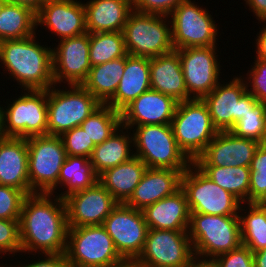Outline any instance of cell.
Returning a JSON list of instances; mask_svg holds the SVG:
<instances>
[{
    "instance_id": "1",
    "label": "cell",
    "mask_w": 266,
    "mask_h": 267,
    "mask_svg": "<svg viewBox=\"0 0 266 267\" xmlns=\"http://www.w3.org/2000/svg\"><path fill=\"white\" fill-rule=\"evenodd\" d=\"M34 193L24 198L20 216L21 252L65 253L68 219L63 198ZM51 197V199H50Z\"/></svg>"
},
{
    "instance_id": "2",
    "label": "cell",
    "mask_w": 266,
    "mask_h": 267,
    "mask_svg": "<svg viewBox=\"0 0 266 267\" xmlns=\"http://www.w3.org/2000/svg\"><path fill=\"white\" fill-rule=\"evenodd\" d=\"M0 42V62L25 90H48L53 80L52 49L35 36Z\"/></svg>"
},
{
    "instance_id": "3",
    "label": "cell",
    "mask_w": 266,
    "mask_h": 267,
    "mask_svg": "<svg viewBox=\"0 0 266 267\" xmlns=\"http://www.w3.org/2000/svg\"><path fill=\"white\" fill-rule=\"evenodd\" d=\"M188 235L194 254L200 258L214 259L242 245L238 215L220 216L190 212Z\"/></svg>"
},
{
    "instance_id": "4",
    "label": "cell",
    "mask_w": 266,
    "mask_h": 267,
    "mask_svg": "<svg viewBox=\"0 0 266 267\" xmlns=\"http://www.w3.org/2000/svg\"><path fill=\"white\" fill-rule=\"evenodd\" d=\"M66 257L71 267H128L102 225L69 227Z\"/></svg>"
},
{
    "instance_id": "5",
    "label": "cell",
    "mask_w": 266,
    "mask_h": 267,
    "mask_svg": "<svg viewBox=\"0 0 266 267\" xmlns=\"http://www.w3.org/2000/svg\"><path fill=\"white\" fill-rule=\"evenodd\" d=\"M171 126L178 147L191 162L204 152L218 133L203 99L178 102Z\"/></svg>"
},
{
    "instance_id": "6",
    "label": "cell",
    "mask_w": 266,
    "mask_h": 267,
    "mask_svg": "<svg viewBox=\"0 0 266 267\" xmlns=\"http://www.w3.org/2000/svg\"><path fill=\"white\" fill-rule=\"evenodd\" d=\"M133 132L134 156L147 168L173 169L182 174L192 163L180 150L171 124L137 126Z\"/></svg>"
},
{
    "instance_id": "7",
    "label": "cell",
    "mask_w": 266,
    "mask_h": 267,
    "mask_svg": "<svg viewBox=\"0 0 266 267\" xmlns=\"http://www.w3.org/2000/svg\"><path fill=\"white\" fill-rule=\"evenodd\" d=\"M167 18L133 10L123 29L127 54L150 59L173 52L172 29L166 25Z\"/></svg>"
},
{
    "instance_id": "8",
    "label": "cell",
    "mask_w": 266,
    "mask_h": 267,
    "mask_svg": "<svg viewBox=\"0 0 266 267\" xmlns=\"http://www.w3.org/2000/svg\"><path fill=\"white\" fill-rule=\"evenodd\" d=\"M55 86L47 90V135L60 136L80 126L101 103L82 85H69L70 91Z\"/></svg>"
},
{
    "instance_id": "9",
    "label": "cell",
    "mask_w": 266,
    "mask_h": 267,
    "mask_svg": "<svg viewBox=\"0 0 266 267\" xmlns=\"http://www.w3.org/2000/svg\"><path fill=\"white\" fill-rule=\"evenodd\" d=\"M28 175L32 194H54L61 167L67 158L60 136L28 137Z\"/></svg>"
},
{
    "instance_id": "10",
    "label": "cell",
    "mask_w": 266,
    "mask_h": 267,
    "mask_svg": "<svg viewBox=\"0 0 266 267\" xmlns=\"http://www.w3.org/2000/svg\"><path fill=\"white\" fill-rule=\"evenodd\" d=\"M181 189L190 212L229 216L245 210L237 197L214 183L193 162L181 176Z\"/></svg>"
},
{
    "instance_id": "11",
    "label": "cell",
    "mask_w": 266,
    "mask_h": 267,
    "mask_svg": "<svg viewBox=\"0 0 266 267\" xmlns=\"http://www.w3.org/2000/svg\"><path fill=\"white\" fill-rule=\"evenodd\" d=\"M26 92L10 102L5 110L1 107L3 137L47 135V90Z\"/></svg>"
},
{
    "instance_id": "12",
    "label": "cell",
    "mask_w": 266,
    "mask_h": 267,
    "mask_svg": "<svg viewBox=\"0 0 266 267\" xmlns=\"http://www.w3.org/2000/svg\"><path fill=\"white\" fill-rule=\"evenodd\" d=\"M199 8L195 1L184 0L168 17L172 29V41L175 50L190 47L216 46L218 28L211 14Z\"/></svg>"
},
{
    "instance_id": "13",
    "label": "cell",
    "mask_w": 266,
    "mask_h": 267,
    "mask_svg": "<svg viewBox=\"0 0 266 267\" xmlns=\"http://www.w3.org/2000/svg\"><path fill=\"white\" fill-rule=\"evenodd\" d=\"M188 231L148 229L145 244L132 267H185L194 256Z\"/></svg>"
},
{
    "instance_id": "14",
    "label": "cell",
    "mask_w": 266,
    "mask_h": 267,
    "mask_svg": "<svg viewBox=\"0 0 266 267\" xmlns=\"http://www.w3.org/2000/svg\"><path fill=\"white\" fill-rule=\"evenodd\" d=\"M203 101L209 109L212 124L218 131H230L258 103L247 92V85L241 77H234L225 85L219 82Z\"/></svg>"
},
{
    "instance_id": "15",
    "label": "cell",
    "mask_w": 266,
    "mask_h": 267,
    "mask_svg": "<svg viewBox=\"0 0 266 267\" xmlns=\"http://www.w3.org/2000/svg\"><path fill=\"white\" fill-rule=\"evenodd\" d=\"M102 226L113 239L120 256L131 265L141 254L149 229L142 210L118 203Z\"/></svg>"
},
{
    "instance_id": "16",
    "label": "cell",
    "mask_w": 266,
    "mask_h": 267,
    "mask_svg": "<svg viewBox=\"0 0 266 267\" xmlns=\"http://www.w3.org/2000/svg\"><path fill=\"white\" fill-rule=\"evenodd\" d=\"M216 49V46H208L175 50L180 57L185 86L190 98L203 99L218 85L221 66L216 58Z\"/></svg>"
},
{
    "instance_id": "17",
    "label": "cell",
    "mask_w": 266,
    "mask_h": 267,
    "mask_svg": "<svg viewBox=\"0 0 266 267\" xmlns=\"http://www.w3.org/2000/svg\"><path fill=\"white\" fill-rule=\"evenodd\" d=\"M58 44L56 49L52 48L54 83L67 82V85H82L91 69L90 33L60 39Z\"/></svg>"
},
{
    "instance_id": "18",
    "label": "cell",
    "mask_w": 266,
    "mask_h": 267,
    "mask_svg": "<svg viewBox=\"0 0 266 267\" xmlns=\"http://www.w3.org/2000/svg\"><path fill=\"white\" fill-rule=\"evenodd\" d=\"M64 201L69 227L102 225L118 204L99 181L88 189L69 194Z\"/></svg>"
},
{
    "instance_id": "19",
    "label": "cell",
    "mask_w": 266,
    "mask_h": 267,
    "mask_svg": "<svg viewBox=\"0 0 266 267\" xmlns=\"http://www.w3.org/2000/svg\"><path fill=\"white\" fill-rule=\"evenodd\" d=\"M259 145L256 140L237 137L231 131H218L193 163L196 166L249 167Z\"/></svg>"
},
{
    "instance_id": "20",
    "label": "cell",
    "mask_w": 266,
    "mask_h": 267,
    "mask_svg": "<svg viewBox=\"0 0 266 267\" xmlns=\"http://www.w3.org/2000/svg\"><path fill=\"white\" fill-rule=\"evenodd\" d=\"M46 26L61 39L87 33L84 3L77 0H46L36 13V26Z\"/></svg>"
},
{
    "instance_id": "21",
    "label": "cell",
    "mask_w": 266,
    "mask_h": 267,
    "mask_svg": "<svg viewBox=\"0 0 266 267\" xmlns=\"http://www.w3.org/2000/svg\"><path fill=\"white\" fill-rule=\"evenodd\" d=\"M178 101L155 90H148L121 111L125 130L142 125L171 124Z\"/></svg>"
},
{
    "instance_id": "22",
    "label": "cell",
    "mask_w": 266,
    "mask_h": 267,
    "mask_svg": "<svg viewBox=\"0 0 266 267\" xmlns=\"http://www.w3.org/2000/svg\"><path fill=\"white\" fill-rule=\"evenodd\" d=\"M0 185L32 194L28 175L27 139L21 137L0 138Z\"/></svg>"
},
{
    "instance_id": "23",
    "label": "cell",
    "mask_w": 266,
    "mask_h": 267,
    "mask_svg": "<svg viewBox=\"0 0 266 267\" xmlns=\"http://www.w3.org/2000/svg\"><path fill=\"white\" fill-rule=\"evenodd\" d=\"M182 173L173 169L147 168L127 206L143 210L145 207L173 195L181 188Z\"/></svg>"
},
{
    "instance_id": "24",
    "label": "cell",
    "mask_w": 266,
    "mask_h": 267,
    "mask_svg": "<svg viewBox=\"0 0 266 267\" xmlns=\"http://www.w3.org/2000/svg\"><path fill=\"white\" fill-rule=\"evenodd\" d=\"M142 212L149 229L188 231L190 209L181 188L173 195L145 207Z\"/></svg>"
},
{
    "instance_id": "25",
    "label": "cell",
    "mask_w": 266,
    "mask_h": 267,
    "mask_svg": "<svg viewBox=\"0 0 266 267\" xmlns=\"http://www.w3.org/2000/svg\"><path fill=\"white\" fill-rule=\"evenodd\" d=\"M150 89V59L127 54L125 70L116 92L105 104L121 112L134 99Z\"/></svg>"
},
{
    "instance_id": "26",
    "label": "cell",
    "mask_w": 266,
    "mask_h": 267,
    "mask_svg": "<svg viewBox=\"0 0 266 267\" xmlns=\"http://www.w3.org/2000/svg\"><path fill=\"white\" fill-rule=\"evenodd\" d=\"M151 89L174 98L178 102L190 100L185 86L179 54L174 50L150 58Z\"/></svg>"
},
{
    "instance_id": "27",
    "label": "cell",
    "mask_w": 266,
    "mask_h": 267,
    "mask_svg": "<svg viewBox=\"0 0 266 267\" xmlns=\"http://www.w3.org/2000/svg\"><path fill=\"white\" fill-rule=\"evenodd\" d=\"M87 33L123 31L133 11L132 0H91L86 4Z\"/></svg>"
},
{
    "instance_id": "28",
    "label": "cell",
    "mask_w": 266,
    "mask_h": 267,
    "mask_svg": "<svg viewBox=\"0 0 266 267\" xmlns=\"http://www.w3.org/2000/svg\"><path fill=\"white\" fill-rule=\"evenodd\" d=\"M146 164L136 156L115 167L106 169L98 181L118 203H126L146 171Z\"/></svg>"
},
{
    "instance_id": "29",
    "label": "cell",
    "mask_w": 266,
    "mask_h": 267,
    "mask_svg": "<svg viewBox=\"0 0 266 267\" xmlns=\"http://www.w3.org/2000/svg\"><path fill=\"white\" fill-rule=\"evenodd\" d=\"M123 129L125 128L120 126L107 140L94 147L89 160L98 176L106 169L126 162L134 156L131 152L133 136L130 135V138L129 134L123 132Z\"/></svg>"
},
{
    "instance_id": "30",
    "label": "cell",
    "mask_w": 266,
    "mask_h": 267,
    "mask_svg": "<svg viewBox=\"0 0 266 267\" xmlns=\"http://www.w3.org/2000/svg\"><path fill=\"white\" fill-rule=\"evenodd\" d=\"M125 70V56L100 65L91 66L82 86L101 104H105L116 92Z\"/></svg>"
},
{
    "instance_id": "31",
    "label": "cell",
    "mask_w": 266,
    "mask_h": 267,
    "mask_svg": "<svg viewBox=\"0 0 266 267\" xmlns=\"http://www.w3.org/2000/svg\"><path fill=\"white\" fill-rule=\"evenodd\" d=\"M36 13L15 3H5L0 11V42L36 34ZM35 29V30H34Z\"/></svg>"
},
{
    "instance_id": "32",
    "label": "cell",
    "mask_w": 266,
    "mask_h": 267,
    "mask_svg": "<svg viewBox=\"0 0 266 267\" xmlns=\"http://www.w3.org/2000/svg\"><path fill=\"white\" fill-rule=\"evenodd\" d=\"M98 181V175L95 173L92 163L88 157L69 156L63 163L58 178V186H67L68 190L58 195L65 198L71 193L79 190L88 189Z\"/></svg>"
},
{
    "instance_id": "33",
    "label": "cell",
    "mask_w": 266,
    "mask_h": 267,
    "mask_svg": "<svg viewBox=\"0 0 266 267\" xmlns=\"http://www.w3.org/2000/svg\"><path fill=\"white\" fill-rule=\"evenodd\" d=\"M207 177L223 189L232 193L243 204L249 203L250 168L197 166Z\"/></svg>"
},
{
    "instance_id": "34",
    "label": "cell",
    "mask_w": 266,
    "mask_h": 267,
    "mask_svg": "<svg viewBox=\"0 0 266 267\" xmlns=\"http://www.w3.org/2000/svg\"><path fill=\"white\" fill-rule=\"evenodd\" d=\"M247 204L248 214L238 215L241 240L242 245L256 252L266 248V211L259 203Z\"/></svg>"
},
{
    "instance_id": "35",
    "label": "cell",
    "mask_w": 266,
    "mask_h": 267,
    "mask_svg": "<svg viewBox=\"0 0 266 267\" xmlns=\"http://www.w3.org/2000/svg\"><path fill=\"white\" fill-rule=\"evenodd\" d=\"M120 126H122L121 112L107 104H101L80 125L95 145L107 140Z\"/></svg>"
},
{
    "instance_id": "36",
    "label": "cell",
    "mask_w": 266,
    "mask_h": 267,
    "mask_svg": "<svg viewBox=\"0 0 266 267\" xmlns=\"http://www.w3.org/2000/svg\"><path fill=\"white\" fill-rule=\"evenodd\" d=\"M126 55L123 31L90 33L89 61L91 66Z\"/></svg>"
},
{
    "instance_id": "37",
    "label": "cell",
    "mask_w": 266,
    "mask_h": 267,
    "mask_svg": "<svg viewBox=\"0 0 266 267\" xmlns=\"http://www.w3.org/2000/svg\"><path fill=\"white\" fill-rule=\"evenodd\" d=\"M230 131L237 137L266 143V104L258 102Z\"/></svg>"
},
{
    "instance_id": "38",
    "label": "cell",
    "mask_w": 266,
    "mask_h": 267,
    "mask_svg": "<svg viewBox=\"0 0 266 267\" xmlns=\"http://www.w3.org/2000/svg\"><path fill=\"white\" fill-rule=\"evenodd\" d=\"M249 168V203H260L266 199V143L257 147Z\"/></svg>"
},
{
    "instance_id": "39",
    "label": "cell",
    "mask_w": 266,
    "mask_h": 267,
    "mask_svg": "<svg viewBox=\"0 0 266 267\" xmlns=\"http://www.w3.org/2000/svg\"><path fill=\"white\" fill-rule=\"evenodd\" d=\"M60 138L69 156L90 158L96 146L80 126L65 131Z\"/></svg>"
},
{
    "instance_id": "40",
    "label": "cell",
    "mask_w": 266,
    "mask_h": 267,
    "mask_svg": "<svg viewBox=\"0 0 266 267\" xmlns=\"http://www.w3.org/2000/svg\"><path fill=\"white\" fill-rule=\"evenodd\" d=\"M26 196L22 190L0 185V219L20 220L22 204Z\"/></svg>"
},
{
    "instance_id": "41",
    "label": "cell",
    "mask_w": 266,
    "mask_h": 267,
    "mask_svg": "<svg viewBox=\"0 0 266 267\" xmlns=\"http://www.w3.org/2000/svg\"><path fill=\"white\" fill-rule=\"evenodd\" d=\"M21 252L20 220L0 219V254Z\"/></svg>"
},
{
    "instance_id": "42",
    "label": "cell",
    "mask_w": 266,
    "mask_h": 267,
    "mask_svg": "<svg viewBox=\"0 0 266 267\" xmlns=\"http://www.w3.org/2000/svg\"><path fill=\"white\" fill-rule=\"evenodd\" d=\"M254 66L251 68L248 76L247 92H250L258 102L266 104V60L255 59ZM251 81V82H250ZM252 87L250 90L249 86Z\"/></svg>"
},
{
    "instance_id": "43",
    "label": "cell",
    "mask_w": 266,
    "mask_h": 267,
    "mask_svg": "<svg viewBox=\"0 0 266 267\" xmlns=\"http://www.w3.org/2000/svg\"><path fill=\"white\" fill-rule=\"evenodd\" d=\"M219 267H254L253 252L241 245L214 258Z\"/></svg>"
},
{
    "instance_id": "44",
    "label": "cell",
    "mask_w": 266,
    "mask_h": 267,
    "mask_svg": "<svg viewBox=\"0 0 266 267\" xmlns=\"http://www.w3.org/2000/svg\"><path fill=\"white\" fill-rule=\"evenodd\" d=\"M184 0H132L133 10L140 13L169 15Z\"/></svg>"
},
{
    "instance_id": "45",
    "label": "cell",
    "mask_w": 266,
    "mask_h": 267,
    "mask_svg": "<svg viewBox=\"0 0 266 267\" xmlns=\"http://www.w3.org/2000/svg\"><path fill=\"white\" fill-rule=\"evenodd\" d=\"M45 257L42 260L39 259L37 262L33 261V263L24 264L20 267H71L65 253H46Z\"/></svg>"
},
{
    "instance_id": "46",
    "label": "cell",
    "mask_w": 266,
    "mask_h": 267,
    "mask_svg": "<svg viewBox=\"0 0 266 267\" xmlns=\"http://www.w3.org/2000/svg\"><path fill=\"white\" fill-rule=\"evenodd\" d=\"M249 5L250 10L255 13L257 19L266 22V0H244Z\"/></svg>"
},
{
    "instance_id": "47",
    "label": "cell",
    "mask_w": 266,
    "mask_h": 267,
    "mask_svg": "<svg viewBox=\"0 0 266 267\" xmlns=\"http://www.w3.org/2000/svg\"><path fill=\"white\" fill-rule=\"evenodd\" d=\"M256 42L257 59L266 60V25L260 30Z\"/></svg>"
},
{
    "instance_id": "48",
    "label": "cell",
    "mask_w": 266,
    "mask_h": 267,
    "mask_svg": "<svg viewBox=\"0 0 266 267\" xmlns=\"http://www.w3.org/2000/svg\"><path fill=\"white\" fill-rule=\"evenodd\" d=\"M199 256L194 255L185 267H219L216 261L212 258L199 259ZM199 259V260H198Z\"/></svg>"
},
{
    "instance_id": "49",
    "label": "cell",
    "mask_w": 266,
    "mask_h": 267,
    "mask_svg": "<svg viewBox=\"0 0 266 267\" xmlns=\"http://www.w3.org/2000/svg\"><path fill=\"white\" fill-rule=\"evenodd\" d=\"M46 0H14L12 3L30 8L37 13Z\"/></svg>"
},
{
    "instance_id": "50",
    "label": "cell",
    "mask_w": 266,
    "mask_h": 267,
    "mask_svg": "<svg viewBox=\"0 0 266 267\" xmlns=\"http://www.w3.org/2000/svg\"><path fill=\"white\" fill-rule=\"evenodd\" d=\"M254 267H266V248L253 252Z\"/></svg>"
},
{
    "instance_id": "51",
    "label": "cell",
    "mask_w": 266,
    "mask_h": 267,
    "mask_svg": "<svg viewBox=\"0 0 266 267\" xmlns=\"http://www.w3.org/2000/svg\"><path fill=\"white\" fill-rule=\"evenodd\" d=\"M1 107H0V138L3 136L2 134V120H1Z\"/></svg>"
},
{
    "instance_id": "52",
    "label": "cell",
    "mask_w": 266,
    "mask_h": 267,
    "mask_svg": "<svg viewBox=\"0 0 266 267\" xmlns=\"http://www.w3.org/2000/svg\"><path fill=\"white\" fill-rule=\"evenodd\" d=\"M266 211V199L259 203Z\"/></svg>"
},
{
    "instance_id": "53",
    "label": "cell",
    "mask_w": 266,
    "mask_h": 267,
    "mask_svg": "<svg viewBox=\"0 0 266 267\" xmlns=\"http://www.w3.org/2000/svg\"><path fill=\"white\" fill-rule=\"evenodd\" d=\"M5 3H6V2H5L4 0H0V11H1V9H2V7L4 6Z\"/></svg>"
},
{
    "instance_id": "54",
    "label": "cell",
    "mask_w": 266,
    "mask_h": 267,
    "mask_svg": "<svg viewBox=\"0 0 266 267\" xmlns=\"http://www.w3.org/2000/svg\"><path fill=\"white\" fill-rule=\"evenodd\" d=\"M6 3H12L14 0H4Z\"/></svg>"
}]
</instances>
